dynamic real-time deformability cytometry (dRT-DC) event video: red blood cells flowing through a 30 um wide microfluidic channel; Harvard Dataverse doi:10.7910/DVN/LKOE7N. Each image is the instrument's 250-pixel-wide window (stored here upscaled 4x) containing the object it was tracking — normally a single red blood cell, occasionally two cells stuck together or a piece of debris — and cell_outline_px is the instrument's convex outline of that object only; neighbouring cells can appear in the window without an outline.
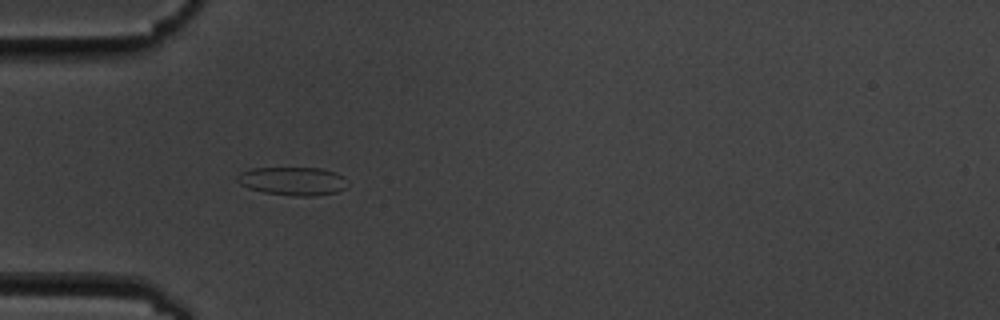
{"species": "common noctule bat (a hibernating species)", "species_latin": "Nyctalus noctula", "temperature_condition": "cold", "stored_images_in_passage": 7, "camera_frame_rate_fps": 3000, "um_per_image_px": 0.085, "animal": {"sex": "male", "body_mass_g": 19.5, "forearm_length_mm": 54.6}, "frame": {"image": 1, "passage_image": 6, "time_ms": 5.667, "image_size_px": [1000, 320], "cell_outline_px": [[348, 188], [336, 192], [316, 196], [292, 196], [264, 192], [248, 188], [240, 184], [236, 180], [236, 176], [240, 172], [252, 168], [320, 168], [336, 172], [344, 176], [348, 180]], "centroid_in_image_um": [24.92, 15.39], "position_along_channel_um": 60.1, "area_um2": 18.55}}